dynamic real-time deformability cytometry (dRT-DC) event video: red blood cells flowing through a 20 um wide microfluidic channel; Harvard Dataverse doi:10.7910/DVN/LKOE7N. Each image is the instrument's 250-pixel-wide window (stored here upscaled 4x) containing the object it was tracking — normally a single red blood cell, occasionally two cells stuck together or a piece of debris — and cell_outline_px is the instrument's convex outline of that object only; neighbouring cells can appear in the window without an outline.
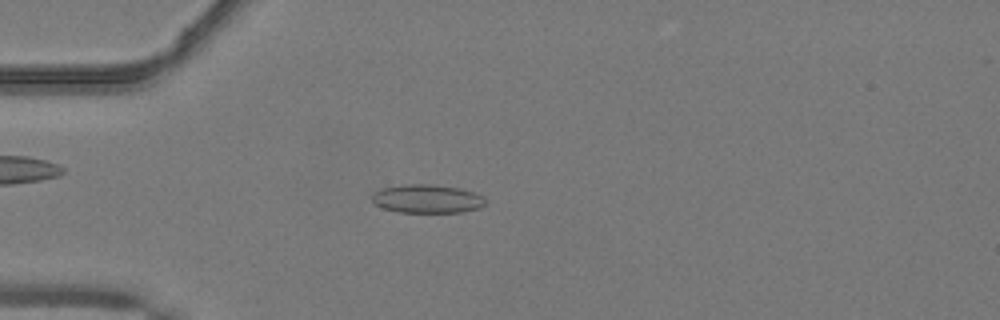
{"species": "common noctule bat (a hibernating species)", "species_latin": "Nyctalus noctula", "temperature_condition": "warm", "stored_images_in_passage": 33, "camera_frame_rate_fps": 3000, "um_per_image_px": 0.085, "animal": {"sex": "male", "body_mass_g": 19.2, "forearm_length_mm": 51.8}, "frame": {"image": 1, "passage_image": 4, "time_ms": 1.0, "image_size_px": [1000, 320], "cell_outline_px": [[488, 204], [480, 208], [460, 212], [396, 212], [384, 208], [376, 204], [372, 200], [372, 192], [380, 188], [404, 184], [428, 184], [460, 188], [484, 196], [488, 200]], "centroid_in_image_um": [36.33, 16.89], "position_along_channel_um": 48.7, "area_um2": 19.07}}
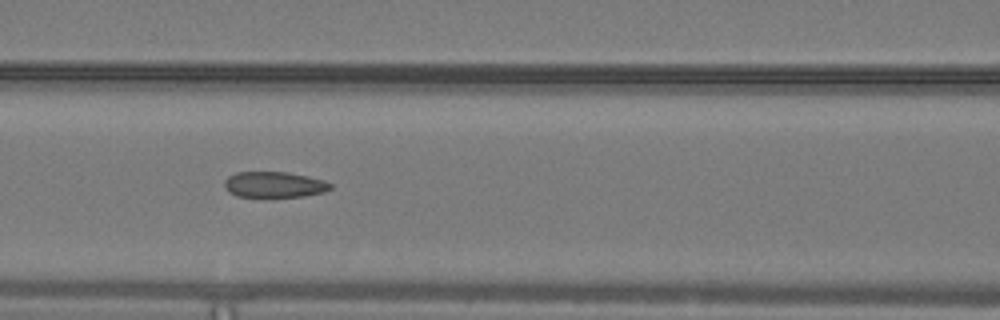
{"frame": {"image": 2, "passage_image": 12, "time_ms": 3.667, "image_size_px": [1000, 320], "cell_outline_px": [[332, 188], [324, 192], [304, 196], [236, 196], [228, 192], [224, 188], [224, 180], [228, 176], [236, 172], [288, 172], [308, 176], [324, 180], [332, 184]], "centroid_in_image_um": [23.3, 15.68], "position_along_channel_um": 143.3, "area_um2": 15.95}}
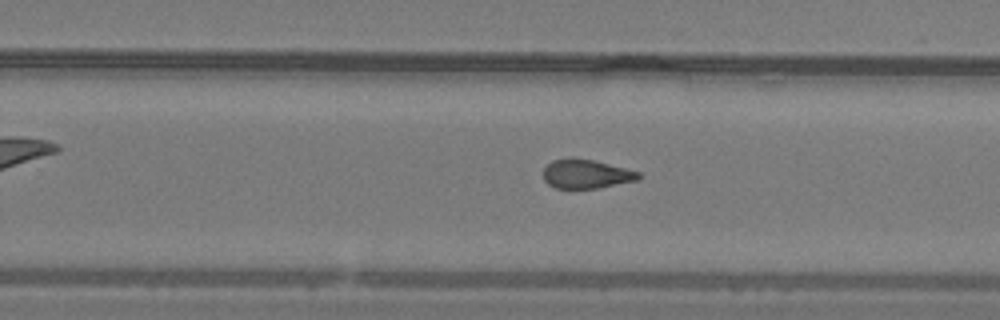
{"frame": {"image": 3, "passage_image": 22, "time_ms": 7.0, "image_size_px": [1000, 320], "cell_outline_px": [[640, 180], [596, 188], [556, 188], [548, 184], [544, 180], [544, 168], [552, 160], [572, 156], [592, 160], [640, 172]], "centroid_in_image_um": [49.81, 14.77], "position_along_channel_um": 280.0, "area_um2": 16.13}, "authors_computed_cell_mechanics": {"area_um2": 16.9932, "velocity_mm_per_s": 4.1224, "shape_relaxation_time_tau1_ms": null, "shape_relaxation_time_tau2_ms": 0.9981, "deformation_change_tau1": null, "deformation_change_tau2": 0.0774}}